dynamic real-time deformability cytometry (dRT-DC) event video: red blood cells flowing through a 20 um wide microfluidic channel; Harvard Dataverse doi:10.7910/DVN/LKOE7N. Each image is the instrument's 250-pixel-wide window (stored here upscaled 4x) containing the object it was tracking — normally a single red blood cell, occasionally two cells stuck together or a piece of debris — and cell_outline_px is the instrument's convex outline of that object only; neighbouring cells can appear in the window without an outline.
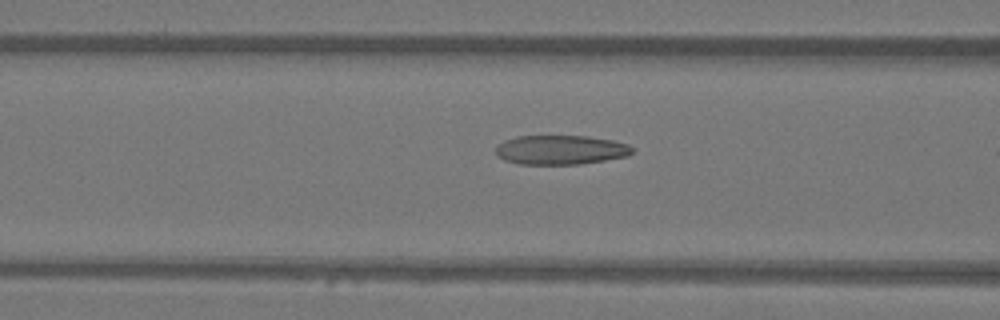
{"species": "Egyptian fruit bat (a non-hibernating species)", "species_latin": "Rousettus aegyptiacus", "temperature_condition": "warm", "stored_images_in_passage": 17, "camera_frame_rate_fps": 3000, "um_per_image_px": 0.085, "animal": {"sex": "female"}, "frame": {"image": 1, "passage_image": 15, "time_ms": 4.667, "image_size_px": [1000, 320], "cell_outline_px": [[636, 152], [628, 156], [580, 164], [516, 164], [504, 160], [496, 156], [496, 144], [504, 140], [516, 136], [588, 136], [612, 140], [628, 144], [636, 148]], "centroid_in_image_um": [47.66, 12.74], "position_along_channel_um": 118.9, "area_um2": 23.7}}